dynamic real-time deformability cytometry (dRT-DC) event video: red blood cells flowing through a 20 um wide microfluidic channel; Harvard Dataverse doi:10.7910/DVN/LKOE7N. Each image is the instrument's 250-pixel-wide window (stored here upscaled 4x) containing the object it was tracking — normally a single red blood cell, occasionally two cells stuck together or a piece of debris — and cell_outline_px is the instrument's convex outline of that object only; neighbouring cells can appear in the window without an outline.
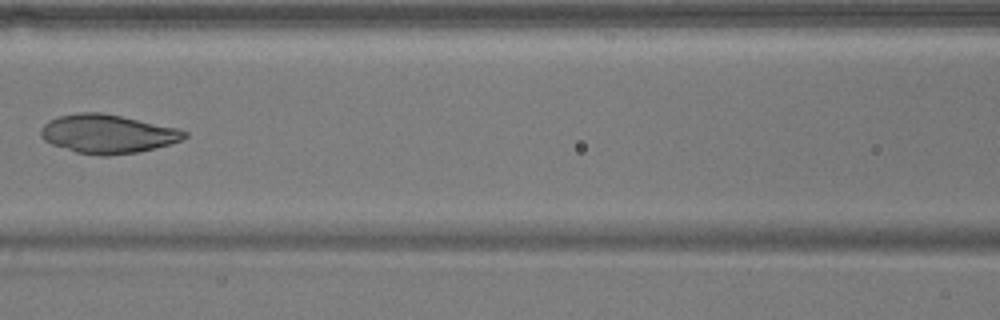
{"species": "common noctule bat (a hibernating species)", "species_latin": "Nyctalus noctula", "temperature_condition": "warm", "stored_images_in_passage": 4, "camera_frame_rate_fps": 3000, "um_per_image_px": 0.085, "animal": {"sex": "male", "body_mass_g": 17.9}, "frame": {"image": 1, "passage_image": 3, "time_ms": 2.667, "image_size_px": [1000, 320], "cell_outline_px": [[188, 136], [180, 140], [168, 144], [136, 152], [108, 156], [100, 156], [76, 152], [52, 144], [44, 140], [40, 136], [40, 128], [48, 120], [60, 116], [80, 112], [100, 112], [120, 116], [176, 128], [188, 132]], "centroid_in_image_um": [9.09, 11.38], "position_along_channel_um": 157.5, "area_um2": 32.08}}
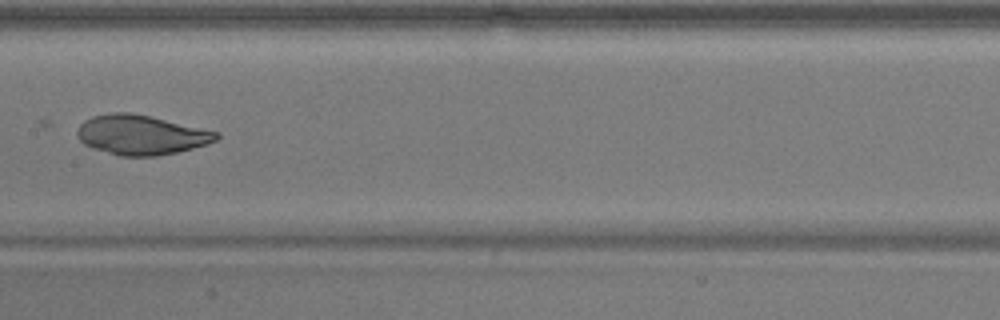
{"frame": {"image": 2, "passage_image": 4, "time_ms": 3.667, "image_size_px": [1000, 320], "cell_outline_px": [[220, 136], [216, 140], [192, 148], [176, 152], [156, 156], [120, 156], [92, 148], [84, 144], [76, 136], [76, 132], [80, 124], [84, 120], [92, 116], [108, 112], [132, 112], [220, 132]], "centroid_in_image_um": [11.95, 11.45], "position_along_channel_um": 195.5, "area_um2": 32.19}}